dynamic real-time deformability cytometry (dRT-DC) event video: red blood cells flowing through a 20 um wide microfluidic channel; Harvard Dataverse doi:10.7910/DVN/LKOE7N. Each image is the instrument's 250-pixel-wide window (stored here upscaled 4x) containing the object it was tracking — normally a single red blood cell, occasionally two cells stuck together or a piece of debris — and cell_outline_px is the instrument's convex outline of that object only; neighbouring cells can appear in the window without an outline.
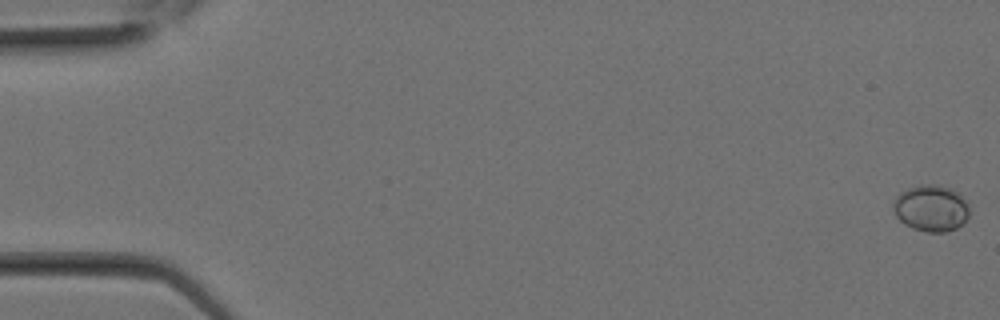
{"species": "Egyptian fruit bat (a non-hibernating species)", "species_latin": "Rousettus aegyptiacus", "temperature_condition": "room temperature", "stored_images_in_passage": 27, "camera_frame_rate_fps": 3000, "um_per_image_px": 0.085, "animal": {"sex": "female"}, "frame": {"image": 1, "passage_image": 1, "time_ms": 0.0, "image_size_px": [1000, 320], "cell_outline_px": [[968, 216], [956, 228], [944, 232], [928, 232], [912, 228], [904, 224], [896, 216], [892, 208], [892, 204], [896, 196], [900, 192], [908, 188], [920, 184], [936, 184], [948, 188], [956, 192], [968, 204]], "centroid_in_image_um": [79.08, 17.69], "position_along_channel_um": 5.9, "area_um2": 20.46}}
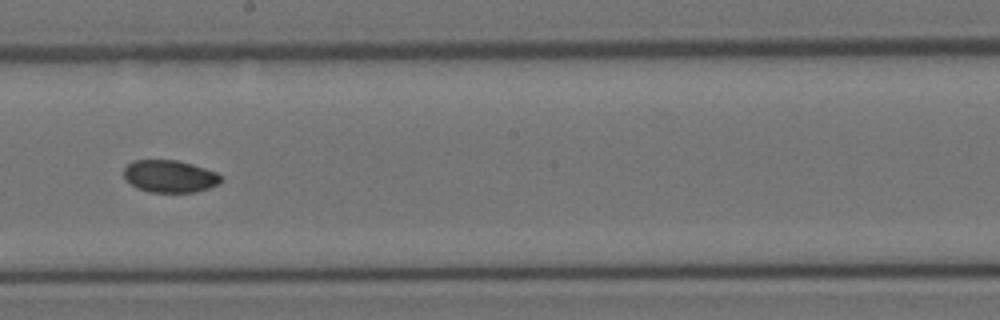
{"frame": {"image": 2, "passage_image": 16, "time_ms": 5.0, "image_size_px": [1000, 320], "cell_outline_px": [[224, 180], [220, 184], [196, 192], [152, 192], [136, 188], [124, 176], [124, 168], [132, 160], [176, 160], [192, 164], [216, 172]], "centroid_in_image_um": [14.45, 14.98], "position_along_channel_um": 233.7, "area_um2": 18.26}}
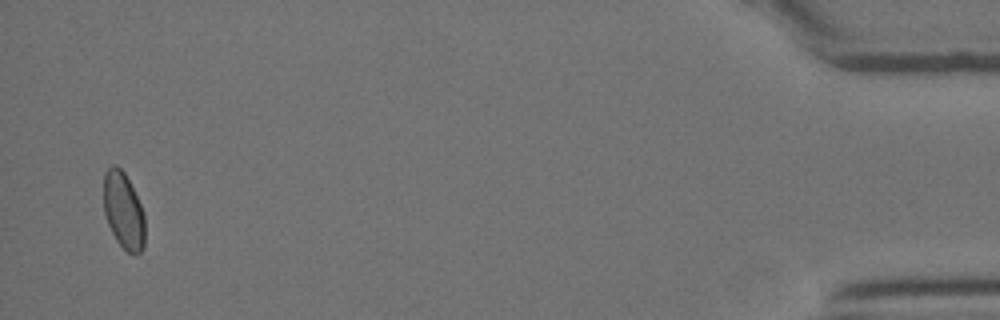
{"frame": {"image": 3, "passage_image": 27, "time_ms": 8.667, "image_size_px": [1000, 320], "cell_outline_px": [[144, 248], [140, 252], [128, 252], [116, 240], [108, 224], [104, 212], [104, 172], [112, 164], [116, 164], [124, 172], [144, 212]], "centroid_in_image_um": [10.48, 17.88], "position_along_channel_um": 424.7, "area_um2": 18.21}}